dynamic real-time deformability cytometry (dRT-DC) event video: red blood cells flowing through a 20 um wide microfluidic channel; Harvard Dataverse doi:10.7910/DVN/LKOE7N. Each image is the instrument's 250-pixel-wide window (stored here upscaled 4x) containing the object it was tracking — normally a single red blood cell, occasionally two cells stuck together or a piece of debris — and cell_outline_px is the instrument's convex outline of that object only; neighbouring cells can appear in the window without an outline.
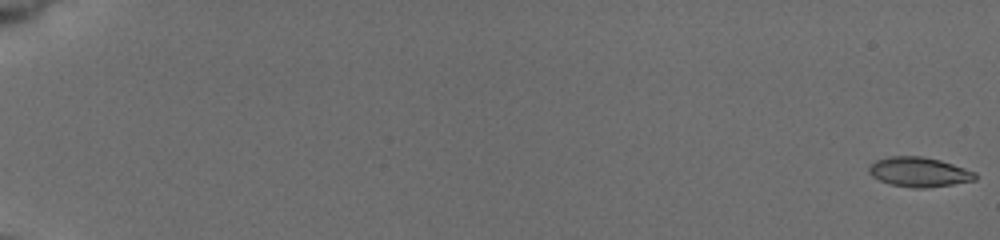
{"species": "common noctule bat (a hibernating species)", "species_latin": "Nyctalus noctula", "temperature_condition": "cold", "stored_images_in_passage": 56, "camera_frame_rate_fps": 3000, "um_per_image_px": 0.085, "animal": {"sex": "female", "body_mass_g": 19.5, "forearm_length_mm": 54.1}, "frame": {"image": 1, "passage_image": 1, "time_ms": 0.0, "image_size_px": [1000, 240], "cell_outline_px": [[976, 180], [928, 188], [912, 188], [888, 184], [872, 176], [868, 172], [868, 168], [876, 160], [888, 156], [920, 156], [940, 160], [976, 172]], "centroid_in_image_um": [78.1, 14.63], "position_along_channel_um": 6.9, "area_um2": 18.38}}
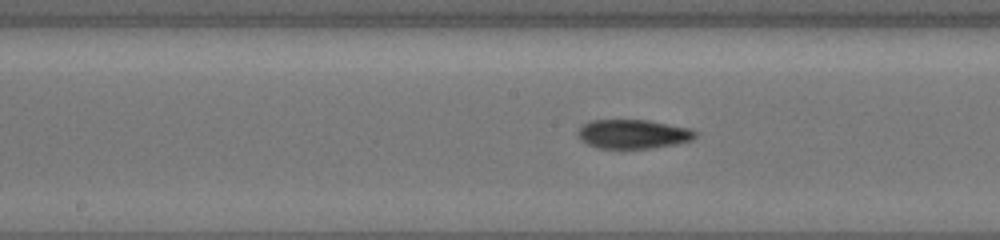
{"frame": {"image": 2, "passage_image": 32, "time_ms": 10.333, "image_size_px": [1000, 240], "cell_outline_px": [[696, 136], [692, 140], [676, 144], [652, 148], [600, 148], [588, 144], [580, 140], [576, 132], [588, 120], [648, 120], [688, 128], [696, 132]], "centroid_in_image_um": [53.79, 11.39], "position_along_channel_um": 194.4, "area_um2": 19.83}}
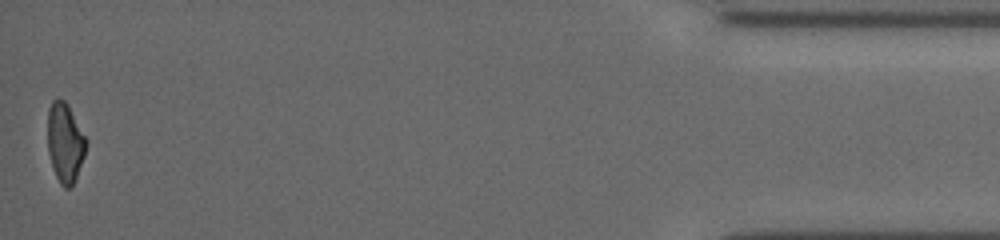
{"frame": {"image": 3, "passage_image": 56, "time_ms": 18.333, "image_size_px": [1000, 240], "cell_outline_px": [[88, 144], [84, 156], [72, 188], [64, 188], [60, 184], [52, 168], [48, 152], [48, 108], [52, 100], [56, 96], [64, 100], [68, 104], [88, 140]], "centroid_in_image_um": [5.53, 12.1], "position_along_channel_um": 429.7, "area_um2": 18.21}}